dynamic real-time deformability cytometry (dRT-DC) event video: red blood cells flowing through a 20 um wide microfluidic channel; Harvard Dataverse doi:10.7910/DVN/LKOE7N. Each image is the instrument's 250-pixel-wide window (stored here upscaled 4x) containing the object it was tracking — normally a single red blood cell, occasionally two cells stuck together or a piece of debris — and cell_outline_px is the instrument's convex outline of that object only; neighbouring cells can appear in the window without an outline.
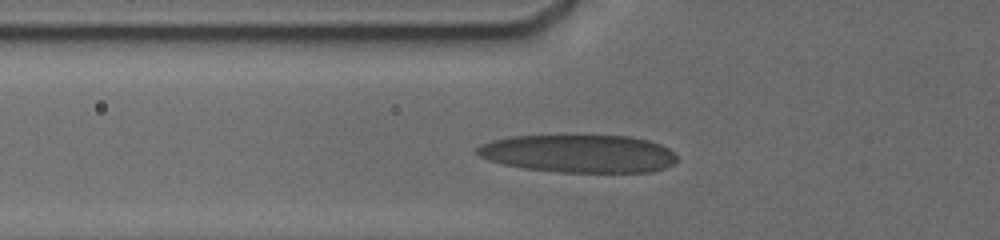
{"species": "human", "species_latin": "Homo sapiens", "temperature_condition": "cold", "stored_images_in_passage": 68, "camera_frame_rate_fps": 3000, "um_per_image_px": 0.085, "donor": {"sex": "male"}, "frame": {"image": 1, "passage_image": 4, "time_ms": 0.333, "image_size_px": [1000, 240], "cell_outline_px": [[676, 160], [672, 164], [664, 168], [652, 172], [560, 172], [524, 168], [504, 164], [488, 160], [480, 156], [476, 152], [476, 148], [480, 144], [492, 140], [508, 136], [628, 136], [648, 140], [660, 144], [668, 148], [676, 156]], "centroid_in_image_um": [49.18, 13.06], "position_along_channel_um": 76.6, "area_um2": 43.99}}
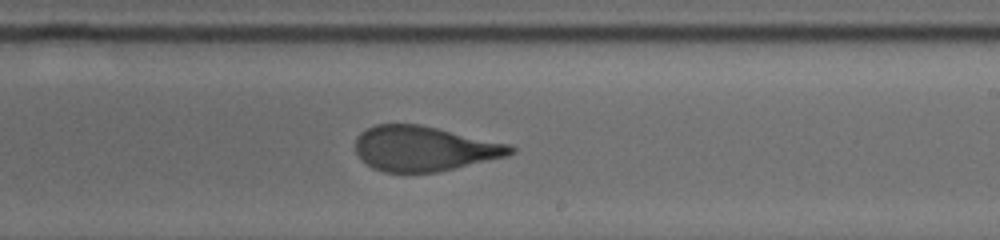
{"frame": {"image": 2, "passage_image": 39, "time_ms": 5.0, "image_size_px": [1000, 240], "cell_outline_px": [[516, 152], [508, 156], [436, 172], [384, 172], [372, 168], [356, 152], [356, 136], [360, 132], [376, 124], [420, 124], [512, 144], [516, 148]], "centroid_in_image_um": [36.1, 12.62], "position_along_channel_um": 252.9, "area_um2": 40.69}}
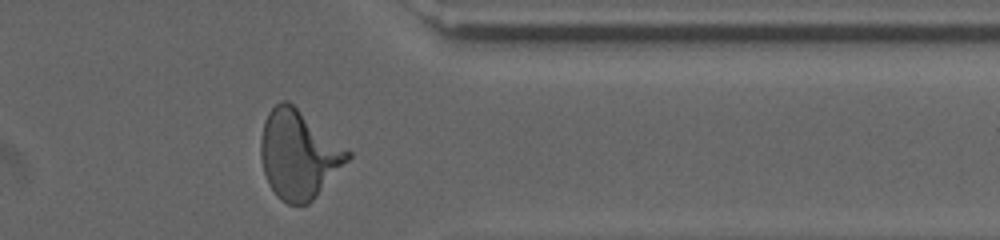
{"frame": {"image": 3, "passage_image": 64, "time_ms": 8.667, "image_size_px": [1000, 240], "cell_outline_px": [[352, 156], [316, 196], [308, 204], [288, 204], [280, 200], [276, 196], [268, 184], [264, 172], [260, 156], [260, 140], [264, 120], [268, 112], [280, 100], [288, 100], [352, 152]], "centroid_in_image_um": [25.36, 13.12], "position_along_channel_um": 386.0, "area_um2": 44.74}, "authors_computed_cell_mechanics": {"area_um2": 41.7316, "velocity_mm_per_s": 3.7822, "shape_relaxation_time_tau1_ms": 5.1907, "shape_relaxation_time_tau2_ms": 1.0277, "deformation_change_tau1": 0.2162, "deformation_change_tau2": 0.0948}}